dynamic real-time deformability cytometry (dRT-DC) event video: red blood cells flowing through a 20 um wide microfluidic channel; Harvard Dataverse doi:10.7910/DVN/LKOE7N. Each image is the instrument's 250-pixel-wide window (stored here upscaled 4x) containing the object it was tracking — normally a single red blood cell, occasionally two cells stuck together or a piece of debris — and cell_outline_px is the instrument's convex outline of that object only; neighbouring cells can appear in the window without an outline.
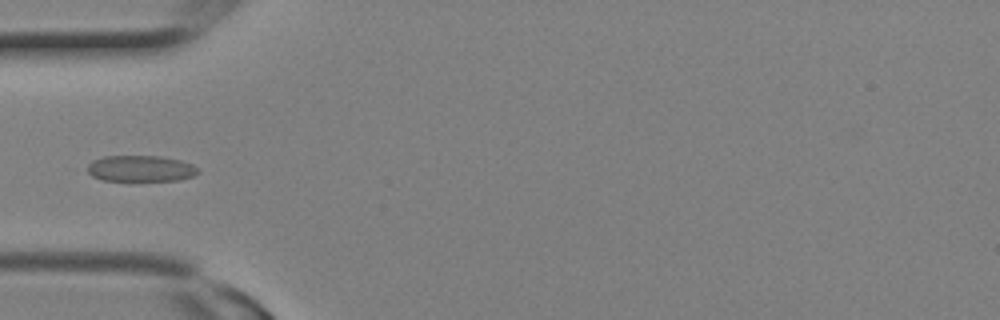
{"species": "Egyptian fruit bat (a non-hibernating species)", "species_latin": "Rousettus aegyptiacus", "temperature_condition": "room temperature", "stored_images_in_passage": 2, "camera_frame_rate_fps": 3000, "um_per_image_px": 0.085, "animal": {"sex": "female"}, "frame": {"image": 1, "passage_image": 1, "time_ms": 0.0, "image_size_px": [1000, 320], "cell_outline_px": [[200, 172], [192, 176], [180, 180], [100, 180], [92, 176], [88, 172], [88, 164], [92, 160], [104, 156], [160, 156], [180, 160], [192, 164]], "centroid_in_image_um": [11.94, 14.32], "position_along_channel_um": 73.1, "area_um2": 16.76}}